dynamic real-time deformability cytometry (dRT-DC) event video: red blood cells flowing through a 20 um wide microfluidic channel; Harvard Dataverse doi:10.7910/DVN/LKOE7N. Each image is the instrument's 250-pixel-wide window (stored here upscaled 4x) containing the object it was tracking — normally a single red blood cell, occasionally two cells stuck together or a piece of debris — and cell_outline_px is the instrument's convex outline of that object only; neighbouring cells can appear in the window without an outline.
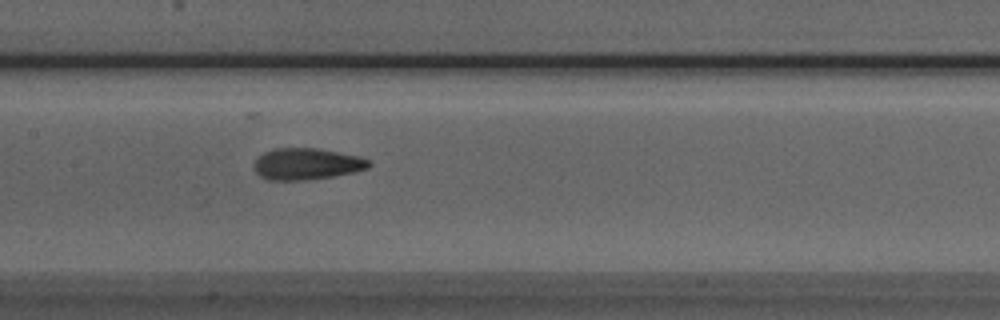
{"species": "Egyptian fruit bat (a non-hibernating species)", "species_latin": "Rousettus aegyptiacus", "temperature_condition": "room temperature", "stored_images_in_passage": 36, "camera_frame_rate_fps": 3000, "um_per_image_px": 0.085, "animal": {"sex": "male"}, "frame": {"image": 1, "passage_image": 9, "time_ms": 2.667, "image_size_px": [1000, 320], "cell_outline_px": [[372, 164], [368, 168], [352, 172], [332, 176], [304, 180], [268, 180], [260, 176], [252, 168], [256, 156], [272, 148], [320, 148], [356, 156], [368, 160]], "centroid_in_image_um": [25.99, 13.92], "position_along_channel_um": 181.4, "area_um2": 21.15}}
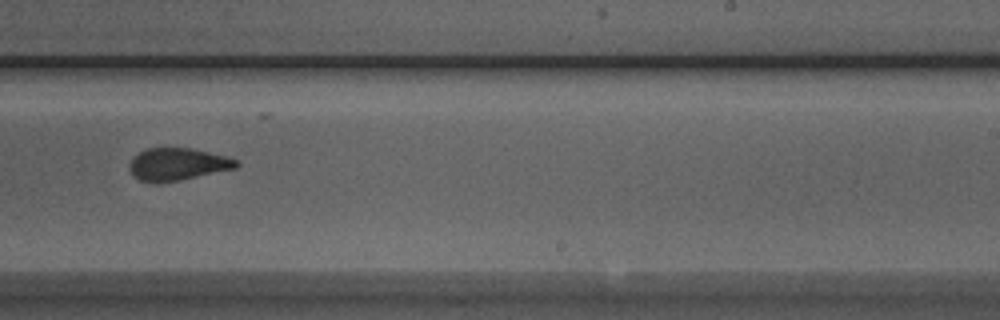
{"frame": {"image": 2, "passage_image": 16, "time_ms": 5.0, "image_size_px": [1000, 320], "cell_outline_px": [[240, 164], [236, 168], [180, 180], [156, 184], [140, 180], [128, 168], [132, 156], [148, 148], [188, 148], [208, 152], [224, 156], [236, 160]], "centroid_in_image_um": [15.06, 13.97], "position_along_channel_um": 273.9, "area_um2": 20.0}}
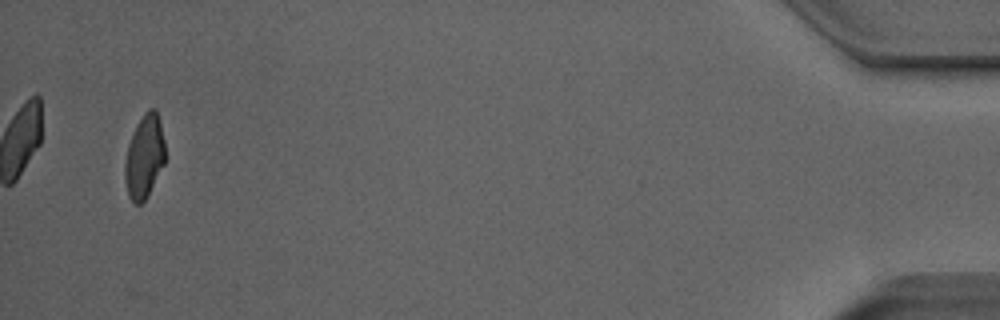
{"frame": {"image": 3, "passage_image": 34, "time_ms": 11.0, "image_size_px": [1000, 320], "cell_outline_px": [[164, 164], [144, 200], [140, 204], [132, 204], [128, 196], [124, 180], [124, 164], [128, 144], [136, 124], [144, 112], [148, 108], [156, 108], [160, 120], [164, 140]], "centroid_in_image_um": [12.25, 13.29], "position_along_channel_um": 423.0, "area_um2": 19.65}}